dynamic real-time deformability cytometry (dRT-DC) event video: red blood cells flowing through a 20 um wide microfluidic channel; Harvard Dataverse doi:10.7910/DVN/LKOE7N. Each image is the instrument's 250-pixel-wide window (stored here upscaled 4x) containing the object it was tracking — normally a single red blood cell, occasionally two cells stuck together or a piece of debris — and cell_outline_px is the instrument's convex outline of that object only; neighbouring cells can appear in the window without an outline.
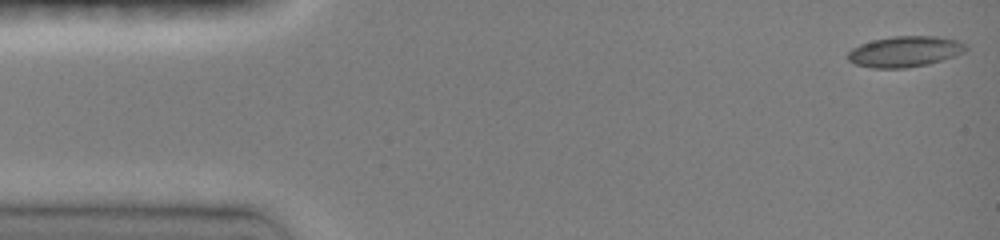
{"species": "common noctule bat (a hibernating species)", "species_latin": "Nyctalus noctula", "temperature_condition": "room temperature", "stored_images_in_passage": 38, "camera_frame_rate_fps": 3000, "um_per_image_px": 0.085, "animal": {"sex": "female", "body_mass_g": 19.0, "forearm_length_mm": 51.5}, "frame": {"image": 1, "passage_image": 1, "time_ms": 0.0, "image_size_px": [1000, 240], "cell_outline_px": [[968, 48], [964, 52], [956, 56], [928, 64], [904, 68], [872, 68], [856, 64], [848, 60], [848, 52], [852, 48], [860, 44], [872, 40], [892, 36], [936, 36], [956, 40], [968, 44]], "centroid_in_image_um": [76.94, 4.38], "position_along_channel_um": 8.1, "area_um2": 21.27}}
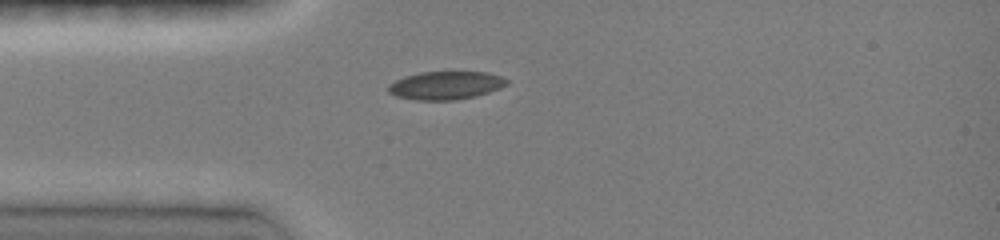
{"frame": {"image": 2, "passage_image": 27, "time_ms": 3.667, "image_size_px": [1000, 240], "cell_outline_px": [[508, 84], [500, 88], [476, 96], [452, 100], [416, 100], [396, 96], [388, 92], [388, 84], [404, 76], [420, 72], [488, 72], [500, 76], [508, 80]], "centroid_in_image_um": [37.87, 7.25], "position_along_channel_um": 47.1, "area_um2": 19.42}}